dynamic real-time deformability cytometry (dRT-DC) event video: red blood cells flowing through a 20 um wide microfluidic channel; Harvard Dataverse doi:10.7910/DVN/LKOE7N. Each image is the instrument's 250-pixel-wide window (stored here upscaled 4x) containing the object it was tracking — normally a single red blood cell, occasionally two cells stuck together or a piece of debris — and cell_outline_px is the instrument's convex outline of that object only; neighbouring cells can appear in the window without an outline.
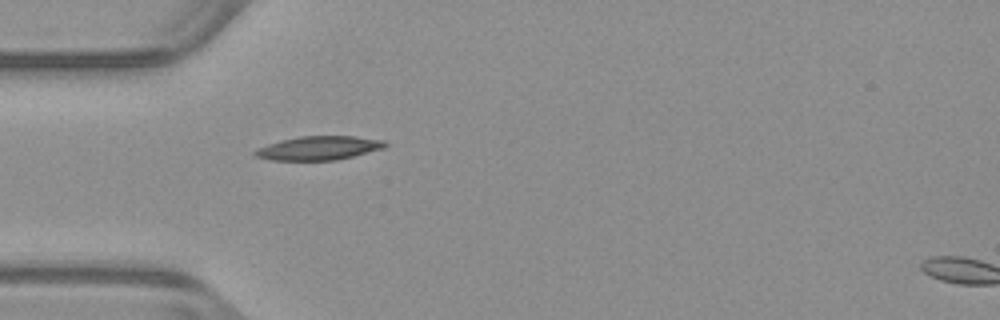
{"species": "common noctule bat (a hibernating species)", "species_latin": "Nyctalus noctula", "temperature_condition": "warm", "stored_images_in_passage": 38, "camera_frame_rate_fps": 3000, "um_per_image_px": 0.085, "animal": {"sex": "male", "body_mass_g": 23.1, "forearm_length_mm": 52.7}, "frame": {"image": 1, "passage_image": 1, "time_ms": 0.0, "image_size_px": [1000, 320], "cell_outline_px": [[388, 144], [384, 148], [336, 160], [268, 160], [252, 156], [252, 152], [256, 148], [280, 140], [300, 136], [352, 136], [384, 140]], "centroid_in_image_um": [27.03, 12.59], "position_along_channel_um": 58.0, "area_um2": 18.15}}
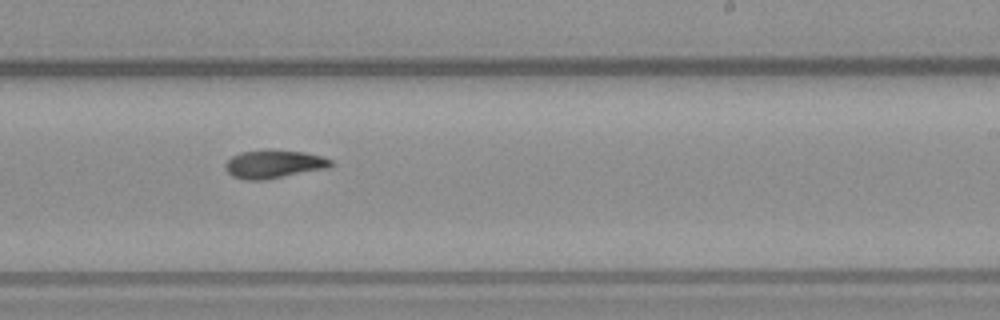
{"frame": {"image": 2, "passage_image": 17, "time_ms": 5.333, "image_size_px": [1000, 320], "cell_outline_px": [[332, 164], [328, 168], [264, 180], [244, 180], [232, 176], [224, 168], [224, 164], [232, 156], [240, 152], [264, 148], [304, 152], [320, 156], [332, 160]], "centroid_in_image_um": [23.23, 13.93], "position_along_channel_um": 265.8, "area_um2": 17.63}}
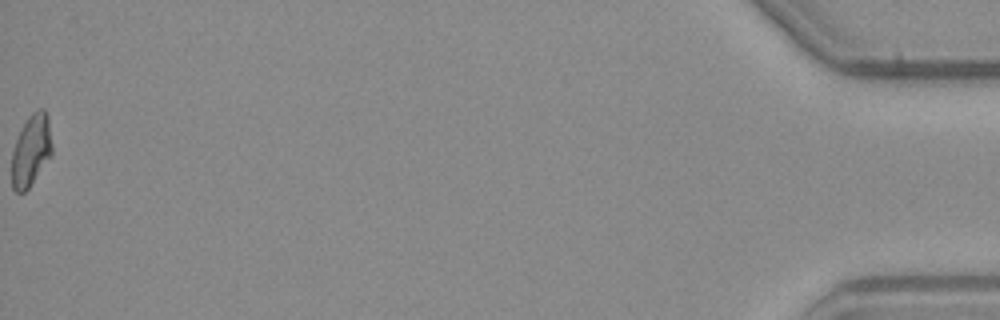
{"frame": {"image": 3, "passage_image": 38, "time_ms": 12.333, "image_size_px": [1000, 320], "cell_outline_px": [[52, 156], [28, 188], [24, 192], [16, 192], [12, 188], [12, 152], [16, 140], [28, 116], [32, 112], [40, 108], [44, 108], [48, 116], [52, 144]], "centroid_in_image_um": [2.66, 12.78], "position_along_channel_um": 432.5, "area_um2": 16.82}, "authors_computed_cell_mechanics": {"area_um2": 17.051, "velocity_mm_per_s": 3.9494, "shape_relaxation_time_tau1_ms": 7.18, "shape_relaxation_time_tau2_ms": null, "deformation_change_tau1": 0.194, "deformation_change_tau2": null}}